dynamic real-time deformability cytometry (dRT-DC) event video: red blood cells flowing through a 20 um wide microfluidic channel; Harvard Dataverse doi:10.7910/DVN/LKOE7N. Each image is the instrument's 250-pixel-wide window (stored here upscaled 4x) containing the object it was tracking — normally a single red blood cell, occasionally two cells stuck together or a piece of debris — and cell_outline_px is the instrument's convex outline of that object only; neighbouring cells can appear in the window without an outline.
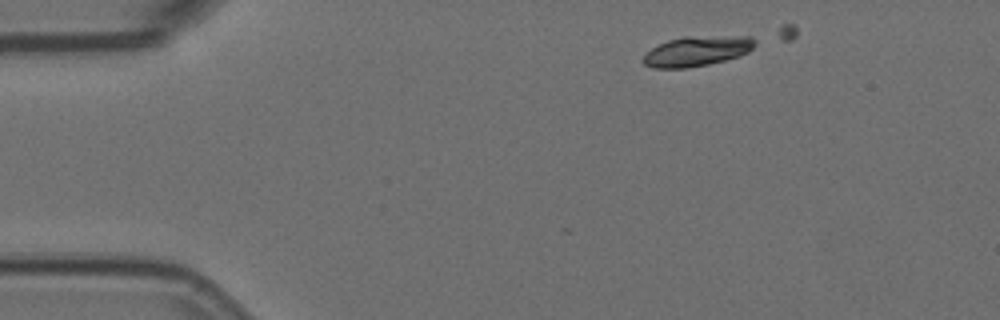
{"species": "Egyptian fruit bat (a non-hibernating species)", "species_latin": "Rousettus aegyptiacus", "temperature_condition": "room temperature", "stored_images_in_passage": 3, "camera_frame_rate_fps": 3000, "um_per_image_px": 0.085, "animal": {"sex": "female"}, "frame": {"image": 1, "passage_image": 1, "time_ms": 0.0, "image_size_px": [1000, 320], "cell_outline_px": [[756, 44], [748, 52], [740, 56], [708, 64], [688, 68], [652, 68], [644, 64], [640, 60], [652, 48], [668, 40], [684, 36], [752, 36], [756, 40]], "centroid_in_image_um": [59.25, 4.34], "position_along_channel_um": 25.7, "area_um2": 19.65}}
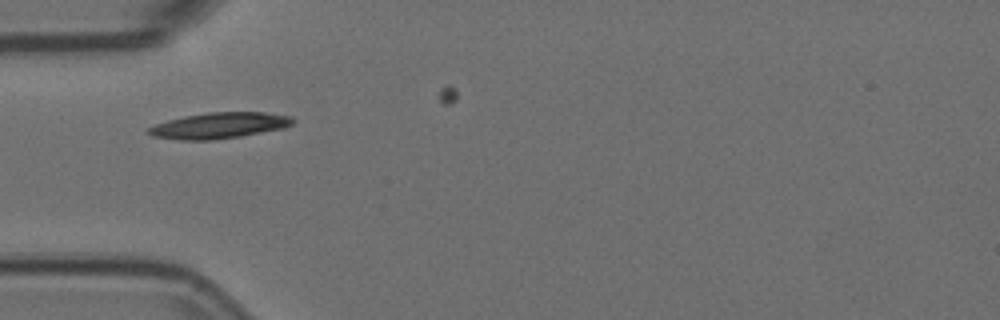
{"frame": {"image": 2, "passage_image": 3, "time_ms": 0.667, "image_size_px": [1000, 320], "cell_outline_px": [[296, 120], [292, 124], [284, 128], [240, 136], [212, 140], [180, 140], [152, 136], [148, 132], [148, 128], [156, 124], [168, 120], [184, 116], [208, 112], [264, 112], [292, 116]], "centroid_in_image_um": [18.66, 10.66], "position_along_channel_um": 66.3, "area_um2": 21.79}}